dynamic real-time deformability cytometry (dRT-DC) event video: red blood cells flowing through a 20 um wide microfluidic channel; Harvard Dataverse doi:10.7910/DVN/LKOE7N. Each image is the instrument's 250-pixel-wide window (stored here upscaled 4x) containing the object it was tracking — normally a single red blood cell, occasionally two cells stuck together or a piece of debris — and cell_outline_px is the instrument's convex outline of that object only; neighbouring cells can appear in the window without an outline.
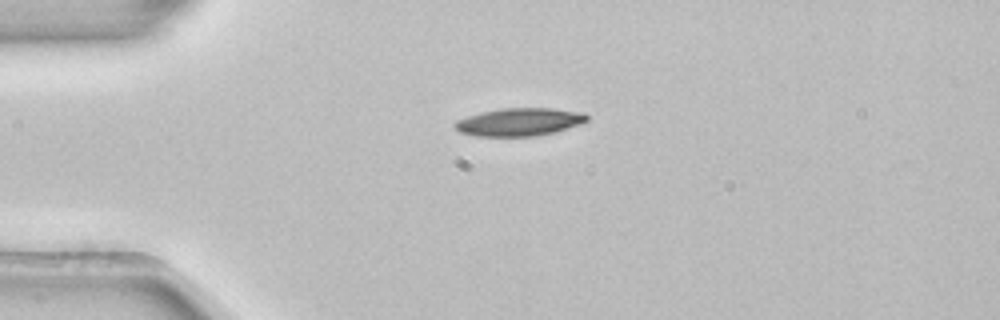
{"species": "common noctule bat (a hibernating species)", "species_latin": "Nyctalus noctula", "temperature_condition": "room temperature", "stored_images_in_passage": 3, "camera_frame_rate_fps": 3000, "um_per_image_px": 0.085, "animal": {"sex": "female", "body_mass_g": 22.7, "forearm_length_mm": 54.2}, "frame": {"image": 1, "passage_image": 2, "time_ms": 0.333, "image_size_px": [1000, 320], "cell_outline_px": [[588, 120], [580, 124], [552, 132], [536, 136], [476, 136], [460, 132], [452, 124], [456, 120], [480, 112], [500, 108], [552, 108], [584, 112], [588, 116]], "centroid_in_image_um": [44.13, 10.35], "position_along_channel_um": 40.9, "area_um2": 21.44}}
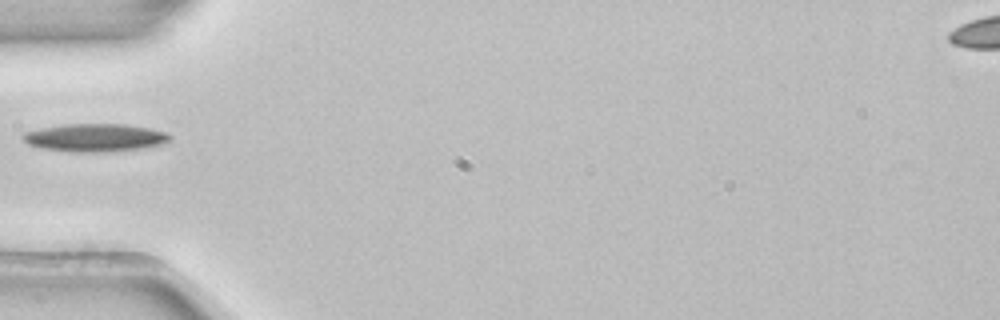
{"frame": {"image": 2, "passage_image": 3, "time_ms": 0.667, "image_size_px": [1000, 320], "cell_outline_px": [[172, 136], [164, 144], [140, 148], [104, 152], [72, 152], [40, 148], [28, 144], [20, 136], [24, 132], [40, 128], [68, 124], [128, 124], [148, 128], [164, 132]], "centroid_in_image_um": [8.04, 11.7], "position_along_channel_um": 77.0, "area_um2": 23.87}}